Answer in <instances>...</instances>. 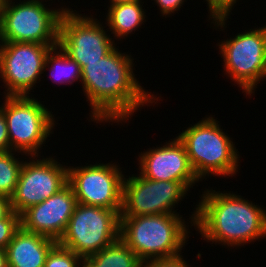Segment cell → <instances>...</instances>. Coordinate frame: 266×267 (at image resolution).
Listing matches in <instances>:
<instances>
[{
	"label": "cell",
	"mask_w": 266,
	"mask_h": 267,
	"mask_svg": "<svg viewBox=\"0 0 266 267\" xmlns=\"http://www.w3.org/2000/svg\"><path fill=\"white\" fill-rule=\"evenodd\" d=\"M39 0L15 4L3 0L0 9V42H34L58 45L60 19L64 11L46 8Z\"/></svg>",
	"instance_id": "obj_5"
},
{
	"label": "cell",
	"mask_w": 266,
	"mask_h": 267,
	"mask_svg": "<svg viewBox=\"0 0 266 267\" xmlns=\"http://www.w3.org/2000/svg\"><path fill=\"white\" fill-rule=\"evenodd\" d=\"M12 211L10 198L0 195V220L5 219Z\"/></svg>",
	"instance_id": "obj_27"
},
{
	"label": "cell",
	"mask_w": 266,
	"mask_h": 267,
	"mask_svg": "<svg viewBox=\"0 0 266 267\" xmlns=\"http://www.w3.org/2000/svg\"><path fill=\"white\" fill-rule=\"evenodd\" d=\"M177 138L184 145L189 163L201 181L209 173L213 176L232 177L238 172L240 157L235 144L214 117L202 119L180 133Z\"/></svg>",
	"instance_id": "obj_4"
},
{
	"label": "cell",
	"mask_w": 266,
	"mask_h": 267,
	"mask_svg": "<svg viewBox=\"0 0 266 267\" xmlns=\"http://www.w3.org/2000/svg\"><path fill=\"white\" fill-rule=\"evenodd\" d=\"M225 72L247 95L266 77V25L218 43Z\"/></svg>",
	"instance_id": "obj_8"
},
{
	"label": "cell",
	"mask_w": 266,
	"mask_h": 267,
	"mask_svg": "<svg viewBox=\"0 0 266 267\" xmlns=\"http://www.w3.org/2000/svg\"><path fill=\"white\" fill-rule=\"evenodd\" d=\"M130 56L115 47L99 61L87 63L81 69L83 92L90 102L92 121L119 123L129 120L139 107L158 101L135 79L134 59Z\"/></svg>",
	"instance_id": "obj_1"
},
{
	"label": "cell",
	"mask_w": 266,
	"mask_h": 267,
	"mask_svg": "<svg viewBox=\"0 0 266 267\" xmlns=\"http://www.w3.org/2000/svg\"><path fill=\"white\" fill-rule=\"evenodd\" d=\"M187 191L178 181L150 180L140 174L129 176L123 181L120 217L179 214L173 207Z\"/></svg>",
	"instance_id": "obj_11"
},
{
	"label": "cell",
	"mask_w": 266,
	"mask_h": 267,
	"mask_svg": "<svg viewBox=\"0 0 266 267\" xmlns=\"http://www.w3.org/2000/svg\"><path fill=\"white\" fill-rule=\"evenodd\" d=\"M191 224L212 244L241 246L266 236V211L240 195L207 190Z\"/></svg>",
	"instance_id": "obj_2"
},
{
	"label": "cell",
	"mask_w": 266,
	"mask_h": 267,
	"mask_svg": "<svg viewBox=\"0 0 266 267\" xmlns=\"http://www.w3.org/2000/svg\"><path fill=\"white\" fill-rule=\"evenodd\" d=\"M139 0H111L110 6L118 5V4H124V3H133Z\"/></svg>",
	"instance_id": "obj_29"
},
{
	"label": "cell",
	"mask_w": 266,
	"mask_h": 267,
	"mask_svg": "<svg viewBox=\"0 0 266 267\" xmlns=\"http://www.w3.org/2000/svg\"><path fill=\"white\" fill-rule=\"evenodd\" d=\"M139 1L110 6L106 16L107 26L110 31L121 40L128 37L132 31H136L145 22V12Z\"/></svg>",
	"instance_id": "obj_17"
},
{
	"label": "cell",
	"mask_w": 266,
	"mask_h": 267,
	"mask_svg": "<svg viewBox=\"0 0 266 267\" xmlns=\"http://www.w3.org/2000/svg\"><path fill=\"white\" fill-rule=\"evenodd\" d=\"M4 97L0 109L7 122L10 150L38 158V149L52 133L54 116L45 105L30 96Z\"/></svg>",
	"instance_id": "obj_7"
},
{
	"label": "cell",
	"mask_w": 266,
	"mask_h": 267,
	"mask_svg": "<svg viewBox=\"0 0 266 267\" xmlns=\"http://www.w3.org/2000/svg\"><path fill=\"white\" fill-rule=\"evenodd\" d=\"M2 3H3V0H0V9H1Z\"/></svg>",
	"instance_id": "obj_31"
},
{
	"label": "cell",
	"mask_w": 266,
	"mask_h": 267,
	"mask_svg": "<svg viewBox=\"0 0 266 267\" xmlns=\"http://www.w3.org/2000/svg\"><path fill=\"white\" fill-rule=\"evenodd\" d=\"M83 262L81 256L57 243L48 253L44 267H80Z\"/></svg>",
	"instance_id": "obj_21"
},
{
	"label": "cell",
	"mask_w": 266,
	"mask_h": 267,
	"mask_svg": "<svg viewBox=\"0 0 266 267\" xmlns=\"http://www.w3.org/2000/svg\"><path fill=\"white\" fill-rule=\"evenodd\" d=\"M190 265L183 259L181 255L170 258H161L147 261L143 267H188Z\"/></svg>",
	"instance_id": "obj_24"
},
{
	"label": "cell",
	"mask_w": 266,
	"mask_h": 267,
	"mask_svg": "<svg viewBox=\"0 0 266 267\" xmlns=\"http://www.w3.org/2000/svg\"><path fill=\"white\" fill-rule=\"evenodd\" d=\"M9 135L4 112L0 109V151H9Z\"/></svg>",
	"instance_id": "obj_26"
},
{
	"label": "cell",
	"mask_w": 266,
	"mask_h": 267,
	"mask_svg": "<svg viewBox=\"0 0 266 267\" xmlns=\"http://www.w3.org/2000/svg\"><path fill=\"white\" fill-rule=\"evenodd\" d=\"M138 160L139 173L147 179L178 181L188 191L199 181L189 163L186 149L177 137L162 147L141 152Z\"/></svg>",
	"instance_id": "obj_15"
},
{
	"label": "cell",
	"mask_w": 266,
	"mask_h": 267,
	"mask_svg": "<svg viewBox=\"0 0 266 267\" xmlns=\"http://www.w3.org/2000/svg\"><path fill=\"white\" fill-rule=\"evenodd\" d=\"M14 152V153H12ZM15 151H0V195L11 198L24 161L15 158Z\"/></svg>",
	"instance_id": "obj_20"
},
{
	"label": "cell",
	"mask_w": 266,
	"mask_h": 267,
	"mask_svg": "<svg viewBox=\"0 0 266 267\" xmlns=\"http://www.w3.org/2000/svg\"><path fill=\"white\" fill-rule=\"evenodd\" d=\"M208 3V8L210 11V18L213 19L217 27L220 26L225 27L227 16H229V12H231L232 7L236 4L237 0H206ZM212 16V17H211Z\"/></svg>",
	"instance_id": "obj_22"
},
{
	"label": "cell",
	"mask_w": 266,
	"mask_h": 267,
	"mask_svg": "<svg viewBox=\"0 0 266 267\" xmlns=\"http://www.w3.org/2000/svg\"><path fill=\"white\" fill-rule=\"evenodd\" d=\"M179 214L120 217V239L143 262L181 254L188 237Z\"/></svg>",
	"instance_id": "obj_3"
},
{
	"label": "cell",
	"mask_w": 266,
	"mask_h": 267,
	"mask_svg": "<svg viewBox=\"0 0 266 267\" xmlns=\"http://www.w3.org/2000/svg\"><path fill=\"white\" fill-rule=\"evenodd\" d=\"M86 261L92 267H143L144 264L120 238Z\"/></svg>",
	"instance_id": "obj_18"
},
{
	"label": "cell",
	"mask_w": 266,
	"mask_h": 267,
	"mask_svg": "<svg viewBox=\"0 0 266 267\" xmlns=\"http://www.w3.org/2000/svg\"><path fill=\"white\" fill-rule=\"evenodd\" d=\"M124 175L115 164L68 167L77 203L121 211Z\"/></svg>",
	"instance_id": "obj_12"
},
{
	"label": "cell",
	"mask_w": 266,
	"mask_h": 267,
	"mask_svg": "<svg viewBox=\"0 0 266 267\" xmlns=\"http://www.w3.org/2000/svg\"><path fill=\"white\" fill-rule=\"evenodd\" d=\"M25 161L21 167L11 208L21 214L30 206L48 199L68 184V168L52 157ZM37 160V161H36Z\"/></svg>",
	"instance_id": "obj_13"
},
{
	"label": "cell",
	"mask_w": 266,
	"mask_h": 267,
	"mask_svg": "<svg viewBox=\"0 0 266 267\" xmlns=\"http://www.w3.org/2000/svg\"><path fill=\"white\" fill-rule=\"evenodd\" d=\"M120 212L77 203L57 243L86 260L120 238Z\"/></svg>",
	"instance_id": "obj_6"
},
{
	"label": "cell",
	"mask_w": 266,
	"mask_h": 267,
	"mask_svg": "<svg viewBox=\"0 0 266 267\" xmlns=\"http://www.w3.org/2000/svg\"><path fill=\"white\" fill-rule=\"evenodd\" d=\"M156 4L160 7L162 15L165 17L174 13L179 9L180 6L184 4L185 0H154Z\"/></svg>",
	"instance_id": "obj_25"
},
{
	"label": "cell",
	"mask_w": 266,
	"mask_h": 267,
	"mask_svg": "<svg viewBox=\"0 0 266 267\" xmlns=\"http://www.w3.org/2000/svg\"><path fill=\"white\" fill-rule=\"evenodd\" d=\"M104 28L92 16H82L73 10L64 11L60 19L58 46L82 69L115 48L114 40Z\"/></svg>",
	"instance_id": "obj_9"
},
{
	"label": "cell",
	"mask_w": 266,
	"mask_h": 267,
	"mask_svg": "<svg viewBox=\"0 0 266 267\" xmlns=\"http://www.w3.org/2000/svg\"><path fill=\"white\" fill-rule=\"evenodd\" d=\"M57 241L20 227L7 245L8 267H44L46 257Z\"/></svg>",
	"instance_id": "obj_16"
},
{
	"label": "cell",
	"mask_w": 266,
	"mask_h": 267,
	"mask_svg": "<svg viewBox=\"0 0 266 267\" xmlns=\"http://www.w3.org/2000/svg\"><path fill=\"white\" fill-rule=\"evenodd\" d=\"M20 227V215L14 211L5 219L0 220V249H6Z\"/></svg>",
	"instance_id": "obj_23"
},
{
	"label": "cell",
	"mask_w": 266,
	"mask_h": 267,
	"mask_svg": "<svg viewBox=\"0 0 266 267\" xmlns=\"http://www.w3.org/2000/svg\"><path fill=\"white\" fill-rule=\"evenodd\" d=\"M81 267H92V266L86 260H84Z\"/></svg>",
	"instance_id": "obj_30"
},
{
	"label": "cell",
	"mask_w": 266,
	"mask_h": 267,
	"mask_svg": "<svg viewBox=\"0 0 266 267\" xmlns=\"http://www.w3.org/2000/svg\"><path fill=\"white\" fill-rule=\"evenodd\" d=\"M76 205L74 191L67 184L53 196L24 210L20 214L21 227L58 242L66 230Z\"/></svg>",
	"instance_id": "obj_14"
},
{
	"label": "cell",
	"mask_w": 266,
	"mask_h": 267,
	"mask_svg": "<svg viewBox=\"0 0 266 267\" xmlns=\"http://www.w3.org/2000/svg\"><path fill=\"white\" fill-rule=\"evenodd\" d=\"M50 66L51 68H49ZM47 67L50 69V76L55 83H69L72 85L76 80L81 81L80 65L70 58L58 45L52 47L47 53L44 71Z\"/></svg>",
	"instance_id": "obj_19"
},
{
	"label": "cell",
	"mask_w": 266,
	"mask_h": 267,
	"mask_svg": "<svg viewBox=\"0 0 266 267\" xmlns=\"http://www.w3.org/2000/svg\"><path fill=\"white\" fill-rule=\"evenodd\" d=\"M0 267H8L5 249H0Z\"/></svg>",
	"instance_id": "obj_28"
},
{
	"label": "cell",
	"mask_w": 266,
	"mask_h": 267,
	"mask_svg": "<svg viewBox=\"0 0 266 267\" xmlns=\"http://www.w3.org/2000/svg\"><path fill=\"white\" fill-rule=\"evenodd\" d=\"M52 47L34 42H0V77L6 84L5 96H29Z\"/></svg>",
	"instance_id": "obj_10"
}]
</instances>
